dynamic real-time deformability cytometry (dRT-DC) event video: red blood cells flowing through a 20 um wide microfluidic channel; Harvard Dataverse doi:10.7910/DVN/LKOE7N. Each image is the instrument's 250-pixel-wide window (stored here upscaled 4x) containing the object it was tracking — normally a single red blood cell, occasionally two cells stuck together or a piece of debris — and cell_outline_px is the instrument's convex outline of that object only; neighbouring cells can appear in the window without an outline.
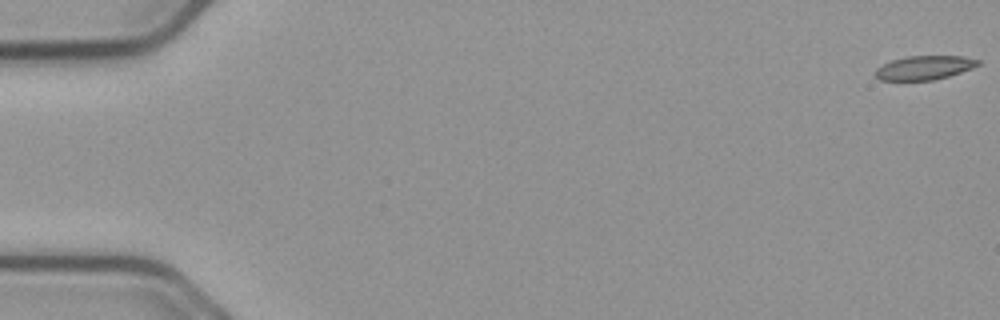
{"species": "common noctule bat (a hibernating species)", "species_latin": "Nyctalus noctula", "temperature_condition": "cold", "stored_images_in_passage": 56, "camera_frame_rate_fps": 3000, "um_per_image_px": 0.085, "animal": {"sex": "male", "body_mass_g": 23.1, "forearm_length_mm": 52.7}, "frame": {"image": 1, "passage_image": 1, "time_ms": 0.0, "image_size_px": [1000, 320], "cell_outline_px": [[980, 64], [972, 68], [948, 76], [932, 80], [880, 80], [876, 76], [876, 68], [892, 60], [908, 56], [964, 56], [980, 60]], "centroid_in_image_um": [78.59, 5.75], "position_along_channel_um": 6.4, "area_um2": 14.16}}
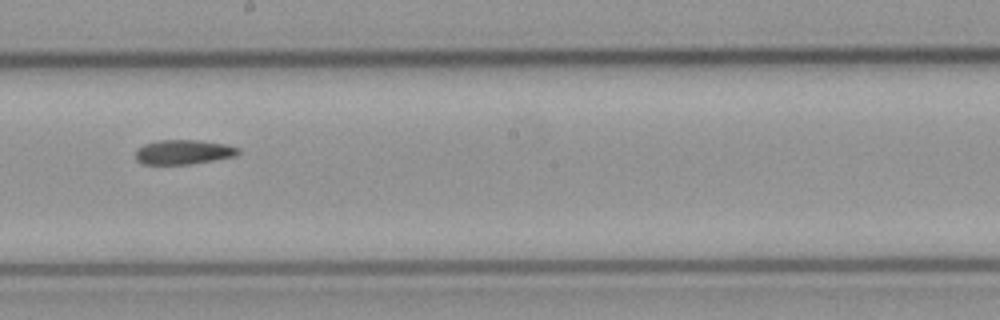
{"frame": {"image": 2, "passage_image": 32, "time_ms": 10.333, "image_size_px": [1000, 320], "cell_outline_px": [[240, 152], [236, 156], [188, 164], [140, 164], [136, 160], [136, 148], [144, 144], [156, 140], [196, 140], [228, 144], [240, 148]], "centroid_in_image_um": [15.58, 12.91], "position_along_channel_um": 232.6, "area_um2": 14.8}}
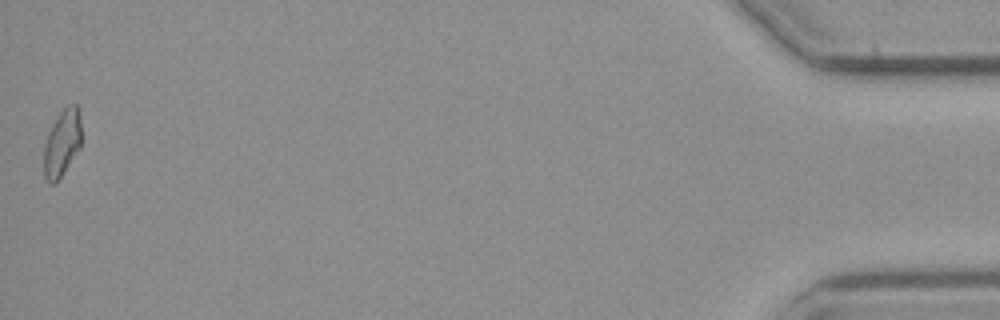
{"frame": {"image": 3, "passage_image": 56, "time_ms": 18.333, "image_size_px": [1000, 320], "cell_outline_px": [[80, 148], [56, 184], [48, 184], [44, 180], [44, 144], [48, 132], [52, 124], [60, 112], [68, 104], [76, 104], [80, 108]], "centroid_in_image_um": [5.26, 12.18], "position_along_channel_um": 429.9, "area_um2": 14.85}, "authors_computed_cell_mechanics": {"area_um2": 14.9702, "velocity_mm_per_s": 3.7092, "shape_relaxation_time_tau1_ms": null, "shape_relaxation_time_tau2_ms": 11.1949, "deformation_change_tau1": null, "deformation_change_tau2": 0.1907}}